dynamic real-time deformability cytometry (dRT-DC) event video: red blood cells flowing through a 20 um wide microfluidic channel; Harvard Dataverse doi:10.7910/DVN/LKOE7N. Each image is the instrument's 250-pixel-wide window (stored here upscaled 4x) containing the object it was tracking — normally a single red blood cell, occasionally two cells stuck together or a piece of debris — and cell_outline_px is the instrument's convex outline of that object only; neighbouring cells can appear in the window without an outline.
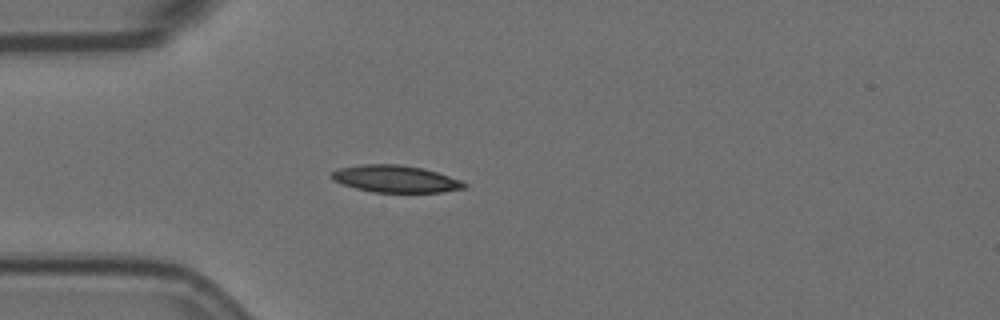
{"species": "Egyptian fruit bat (a non-hibernating species)", "species_latin": "Rousettus aegyptiacus", "temperature_condition": "room temperature", "stored_images_in_passage": 5, "camera_frame_rate_fps": 3000, "um_per_image_px": 0.085, "animal": {"sex": "female"}, "frame": {"image": 1, "passage_image": 5, "time_ms": 1.333, "image_size_px": [1000, 320], "cell_outline_px": [[468, 184], [464, 188], [440, 192], [372, 192], [356, 188], [332, 180], [332, 172], [340, 168], [360, 164], [400, 164], [424, 168], [460, 180]], "centroid_in_image_um": [33.61, 15.2], "position_along_channel_um": 51.4, "area_um2": 20.75}}